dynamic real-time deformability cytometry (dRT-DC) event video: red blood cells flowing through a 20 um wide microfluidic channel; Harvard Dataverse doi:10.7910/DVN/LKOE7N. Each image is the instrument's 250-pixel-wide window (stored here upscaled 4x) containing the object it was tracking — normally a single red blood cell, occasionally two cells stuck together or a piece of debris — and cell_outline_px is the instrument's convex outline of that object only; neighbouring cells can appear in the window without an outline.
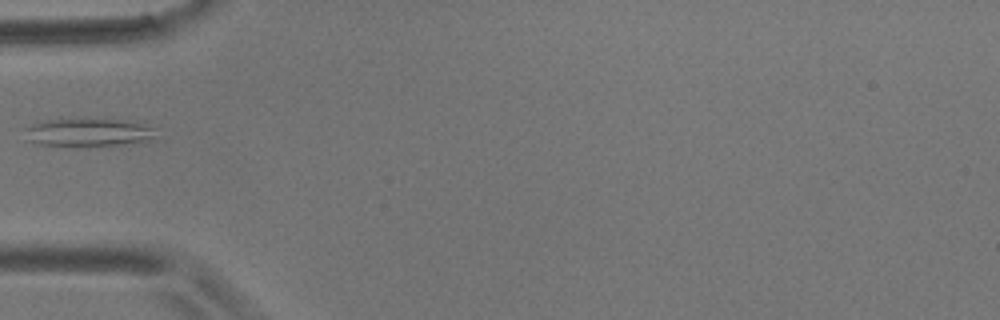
{"species": "common noctule bat (a hibernating species)", "species_latin": "Nyctalus noctula", "temperature_condition": "room temperature", "stored_images_in_passage": 4, "camera_frame_rate_fps": 3000, "um_per_image_px": 0.085, "animal": {"sex": "male", "body_mass_g": 17.9}, "frame": {"image": 1, "passage_image": 4, "time_ms": 3.333, "image_size_px": [1000, 320], "cell_outline_px": [[152, 136], [144, 140], [124, 144], [36, 144], [28, 140], [20, 128], [44, 120], [124, 120], [144, 124], [152, 128]], "centroid_in_image_um": [7.35, 11.23], "position_along_channel_um": 77.6, "area_um2": 20.23}}